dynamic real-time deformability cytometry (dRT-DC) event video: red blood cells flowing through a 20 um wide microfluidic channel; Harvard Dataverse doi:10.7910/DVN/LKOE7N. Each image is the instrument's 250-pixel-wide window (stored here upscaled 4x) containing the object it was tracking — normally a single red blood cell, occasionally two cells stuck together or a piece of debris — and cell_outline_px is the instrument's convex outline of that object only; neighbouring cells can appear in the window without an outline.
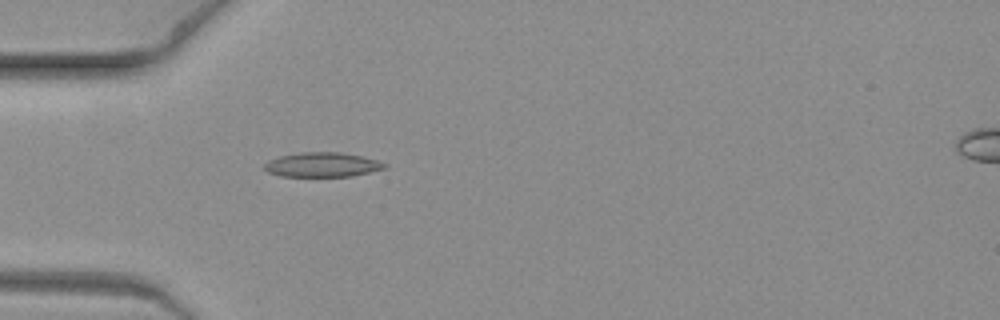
{"species": "common noctule bat (a hibernating species)", "species_latin": "Nyctalus noctula", "temperature_condition": "warm", "stored_images_in_passage": 5, "camera_frame_rate_fps": 3000, "um_per_image_px": 0.085, "animal": {"sex": "female", "body_mass_g": 19.3, "forearm_length_mm": 54.1}, "frame": {"image": 1, "passage_image": 2, "time_ms": 0.333, "image_size_px": [1000, 320], "cell_outline_px": [[388, 168], [352, 176], [280, 176], [268, 172], [264, 168], [264, 164], [268, 160], [280, 156], [300, 152], [340, 152], [364, 156], [388, 164]], "centroid_in_image_um": [27.42, 13.99], "position_along_channel_um": 57.6, "area_um2": 17.28}}
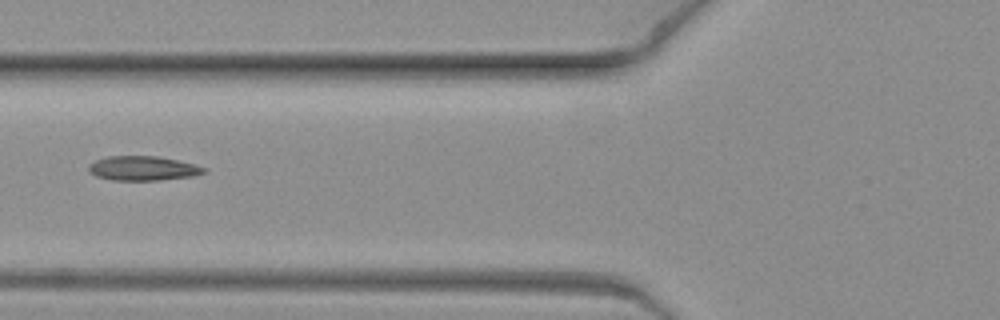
{"frame": {"image": 2, "passage_image": 4, "time_ms": 1.0, "image_size_px": [1000, 320], "cell_outline_px": [[208, 172], [192, 176], [160, 180], [112, 180], [96, 176], [88, 172], [88, 164], [96, 160], [108, 156], [156, 156], [196, 164], [208, 168]], "centroid_in_image_um": [12.16, 14.31], "position_along_channel_um": 113.6, "area_um2": 16.53}}